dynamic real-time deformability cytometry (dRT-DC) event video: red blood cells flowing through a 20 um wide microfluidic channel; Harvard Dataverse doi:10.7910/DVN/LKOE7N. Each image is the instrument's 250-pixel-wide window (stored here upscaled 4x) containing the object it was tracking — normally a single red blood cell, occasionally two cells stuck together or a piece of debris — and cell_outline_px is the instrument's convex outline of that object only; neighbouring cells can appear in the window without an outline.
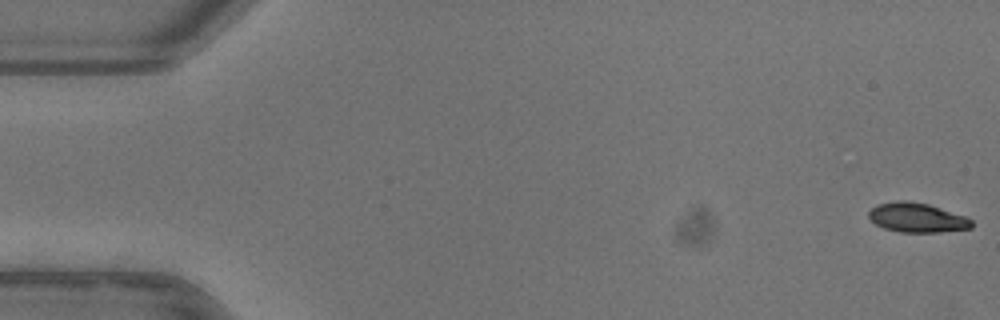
{"species": "common noctule bat (a hibernating species)", "species_latin": "Nyctalus noctula", "temperature_condition": "warm", "stored_images_in_passage": 48, "camera_frame_rate_fps": 3000, "um_per_image_px": 0.085, "animal": {"sex": "female"}, "frame": {"image": 1, "passage_image": 1, "time_ms": 0.0, "image_size_px": [1000, 320], "cell_outline_px": [[972, 228], [940, 232], [900, 232], [884, 228], [876, 224], [868, 216], [868, 212], [876, 204], [896, 200], [908, 200], [928, 204], [964, 216], [972, 220]], "centroid_in_image_um": [77.92, 18.49], "position_along_channel_um": 7.1, "area_um2": 17.63}}
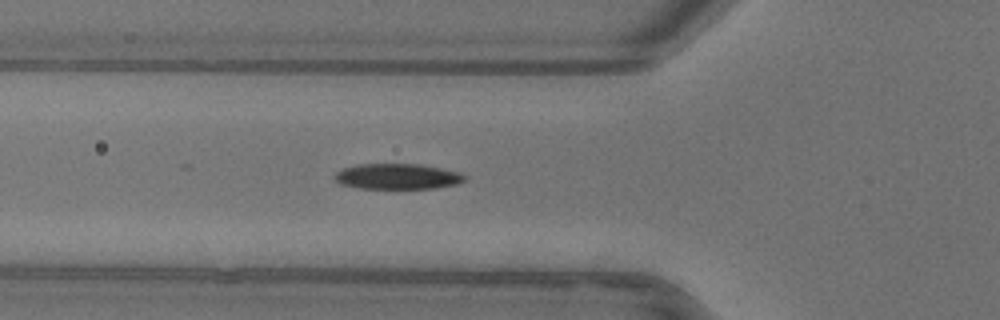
{"frame": {"image": 2, "passage_image": 19, "time_ms": 6.0, "image_size_px": [1000, 320], "cell_outline_px": [[468, 176], [464, 180], [456, 184], [432, 188], [360, 188], [340, 184], [332, 180], [332, 176], [340, 168], [356, 164], [420, 164], [460, 172]], "centroid_in_image_um": [33.71, 14.99], "position_along_channel_um": 92.1, "area_um2": 19.54}}
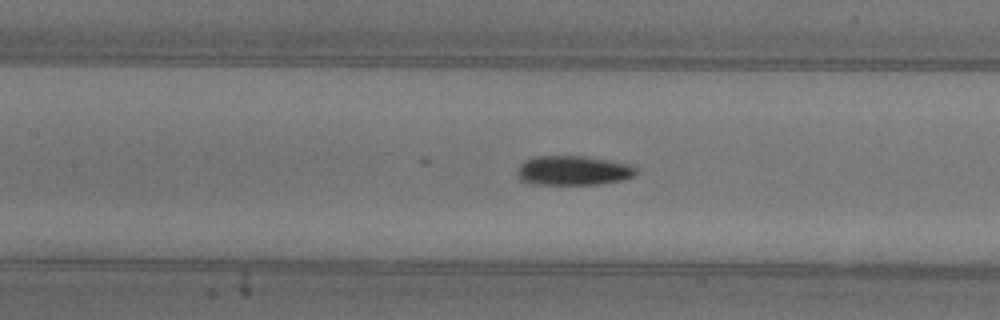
{"frame": {"image": 3, "passage_image": 24, "time_ms": 7.667, "image_size_px": [1000, 320], "cell_outline_px": [[640, 168], [632, 176], [620, 180], [596, 184], [536, 184], [520, 180], [516, 172], [516, 168], [524, 160], [536, 156], [584, 156], [636, 164]], "centroid_in_image_um": [48.74, 14.47], "position_along_channel_um": 158.7, "area_um2": 20.63}, "authors_computed_cell_mechanics": {"area_um2": 19.652, "velocity_mm_per_s": 3.9628, "shape_relaxation_time_tau1_ms": null, "shape_relaxation_time_tau2_ms": 6.4351, "deformation_change_tau1": null, "deformation_change_tau2": 0.106}}